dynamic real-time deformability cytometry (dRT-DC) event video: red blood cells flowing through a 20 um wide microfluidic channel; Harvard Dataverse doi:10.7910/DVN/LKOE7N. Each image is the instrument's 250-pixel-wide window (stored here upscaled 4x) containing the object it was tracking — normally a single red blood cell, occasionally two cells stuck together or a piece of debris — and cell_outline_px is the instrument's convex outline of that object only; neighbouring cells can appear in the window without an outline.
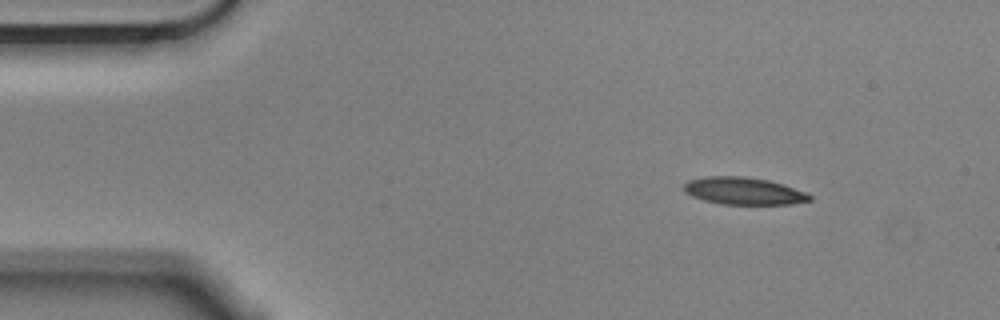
{"species": "Egyptian fruit bat (a non-hibernating species)", "species_latin": "Rousettus aegyptiacus", "temperature_condition": "cold", "stored_images_in_passage": 3, "segment_of_instrument_passage": [2, 2], "camera_frame_rate_fps": 3000, "um_per_image_px": 0.085, "animal": {"sex": "male"}, "frame": {"image": 1, "passage_image": 3, "time_ms": 0.667, "image_size_px": [1000, 320], "cell_outline_px": [[812, 200], [792, 204], [720, 204], [704, 200], [692, 196], [684, 192], [684, 184], [688, 180], [708, 176], [744, 176], [768, 180], [804, 192], [812, 196]], "centroid_in_image_um": [63.17, 16.23], "position_along_channel_um": 21.8, "area_um2": 19.83}}